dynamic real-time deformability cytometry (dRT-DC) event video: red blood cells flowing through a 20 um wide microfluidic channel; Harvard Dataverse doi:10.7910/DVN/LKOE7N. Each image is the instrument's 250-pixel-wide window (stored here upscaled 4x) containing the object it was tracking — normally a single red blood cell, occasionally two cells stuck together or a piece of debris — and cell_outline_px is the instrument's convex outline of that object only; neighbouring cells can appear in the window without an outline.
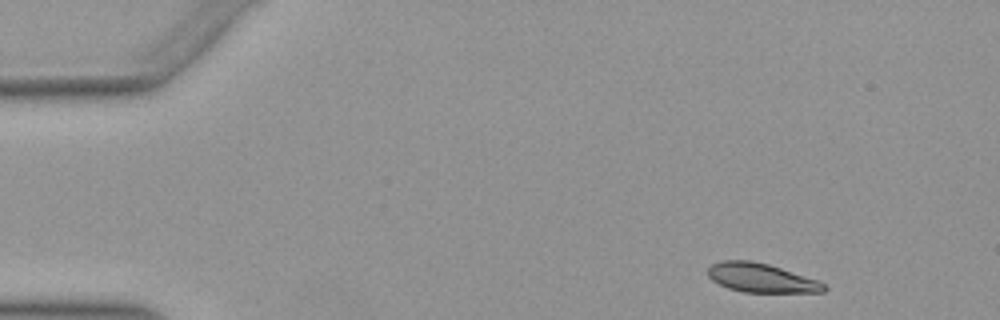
{"species": "Egyptian fruit bat (a non-hibernating species)", "species_latin": "Rousettus aegyptiacus", "temperature_condition": "warm", "stored_images_in_passage": 42, "camera_frame_rate_fps": 3000, "um_per_image_px": 0.085, "animal": {"sex": "female"}, "frame": {"image": 1, "passage_image": 2, "time_ms": 0.333, "image_size_px": [1000, 320], "cell_outline_px": [[828, 288], [824, 292], [744, 292], [728, 288], [712, 280], [708, 276], [708, 268], [712, 264], [724, 260], [752, 260], [768, 264], [816, 280], [824, 284]], "centroid_in_image_um": [64.67, 23.62], "position_along_channel_um": 20.3, "area_um2": 19.36}}
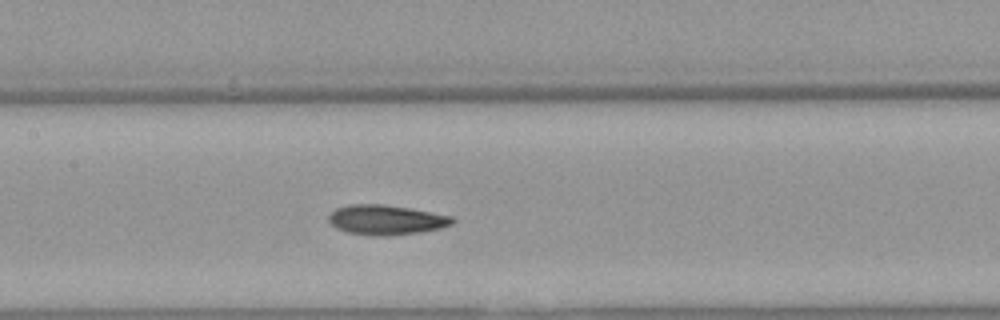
{"frame": {"image": 2, "passage_image": 21, "time_ms": 6.667, "image_size_px": [1000, 320], "cell_outline_px": [[456, 220], [452, 224], [440, 228], [420, 232], [388, 236], [384, 236], [348, 232], [336, 228], [328, 220], [328, 216], [336, 208], [348, 204], [384, 204], [408, 208], [452, 216]], "centroid_in_image_um": [32.82, 18.68], "position_along_channel_um": 174.6, "area_um2": 21.33}}
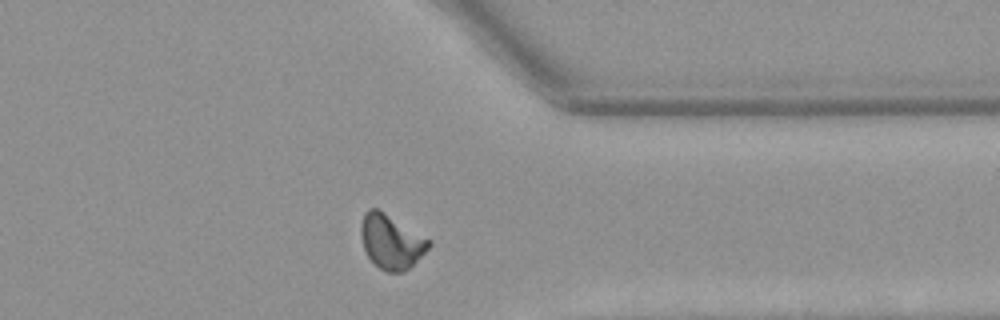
{"frame": {"image": 3, "passage_image": 37, "time_ms": 12.0, "image_size_px": [1000, 320], "cell_outline_px": [[432, 244], [404, 272], [384, 272], [368, 256], [364, 248], [360, 236], [360, 224], [364, 212], [368, 208], [376, 208], [432, 240]], "centroid_in_image_um": [33.23, 20.53], "position_along_channel_um": 378.2, "area_um2": 21.27}, "authors_computed_cell_mechanics": {"area_um2": 20.808, "velocity_mm_per_s": 3.9342, "shape_relaxation_time_tau1_ms": 6.6584, "shape_relaxation_time_tau2_ms": 2.5316, "deformation_change_tau1": 0.1707, "deformation_change_tau2": 0.0746}}